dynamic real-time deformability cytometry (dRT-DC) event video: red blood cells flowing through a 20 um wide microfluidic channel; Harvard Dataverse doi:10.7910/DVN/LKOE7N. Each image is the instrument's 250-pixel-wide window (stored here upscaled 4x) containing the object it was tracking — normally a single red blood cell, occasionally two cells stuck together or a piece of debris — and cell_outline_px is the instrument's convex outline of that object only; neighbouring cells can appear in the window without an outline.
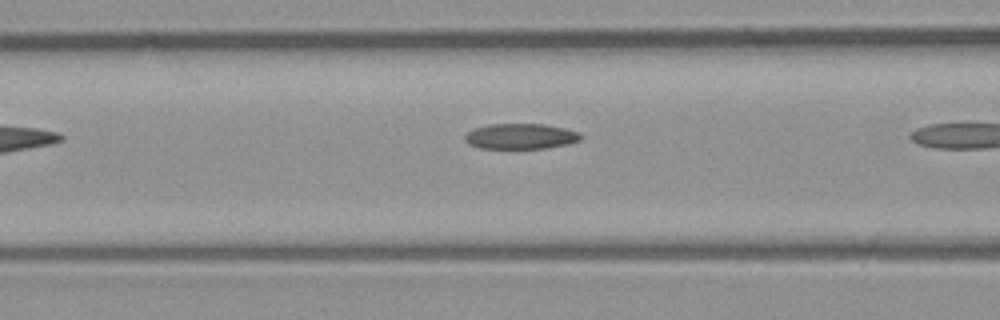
{"species": "common noctule bat (a hibernating species)", "species_latin": "Nyctalus noctula", "temperature_condition": "room temperature", "stored_images_in_passage": 7, "camera_frame_rate_fps": 3000, "um_per_image_px": 0.085, "animal": {"sex": "male", "body_mass_g": 23.1, "forearm_length_mm": 52.7}, "frame": {"image": 1, "passage_image": 6, "time_ms": 1.667, "image_size_px": [1000, 320], "cell_outline_px": [[584, 136], [580, 140], [568, 144], [544, 148], [480, 148], [464, 140], [464, 136], [472, 128], [488, 124], [544, 124], [564, 128], [580, 132]], "centroid_in_image_um": [44.27, 11.57], "position_along_channel_um": 122.3, "area_um2": 17.22}}